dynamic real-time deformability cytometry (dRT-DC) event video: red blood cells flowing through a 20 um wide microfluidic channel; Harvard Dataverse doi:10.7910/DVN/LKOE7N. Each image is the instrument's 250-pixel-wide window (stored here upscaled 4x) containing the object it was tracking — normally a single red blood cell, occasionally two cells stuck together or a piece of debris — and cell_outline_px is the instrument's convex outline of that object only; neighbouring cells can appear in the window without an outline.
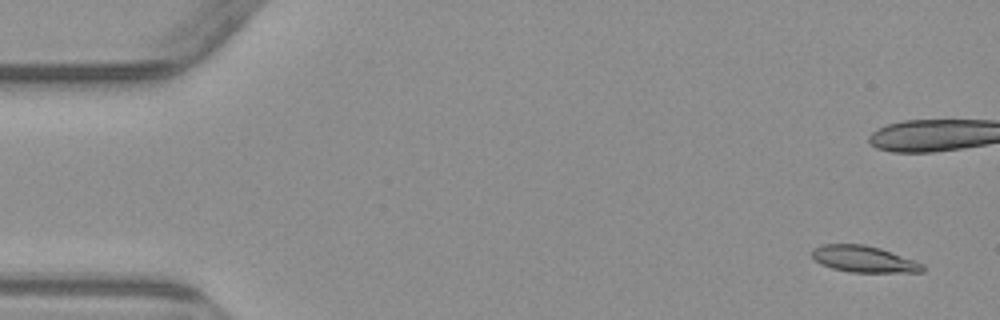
{"species": "common noctule bat (a hibernating species)", "species_latin": "Nyctalus noctula", "temperature_condition": "warm", "stored_images_in_passage": 7, "camera_frame_rate_fps": 3000, "um_per_image_px": 0.085, "animal": {"sex": "male", "body_mass_g": 23.1, "forearm_length_mm": 52.7}, "frame": {"image": 1, "passage_image": 1, "time_ms": 0.0, "image_size_px": [1000, 320], "cell_outline_px": [[924, 272], [848, 272], [832, 268], [820, 264], [812, 256], [812, 248], [820, 244], [864, 244], [880, 248], [916, 260], [924, 264]], "centroid_in_image_um": [73.43, 22.02], "position_along_channel_um": 11.6, "area_um2": 17.22}}